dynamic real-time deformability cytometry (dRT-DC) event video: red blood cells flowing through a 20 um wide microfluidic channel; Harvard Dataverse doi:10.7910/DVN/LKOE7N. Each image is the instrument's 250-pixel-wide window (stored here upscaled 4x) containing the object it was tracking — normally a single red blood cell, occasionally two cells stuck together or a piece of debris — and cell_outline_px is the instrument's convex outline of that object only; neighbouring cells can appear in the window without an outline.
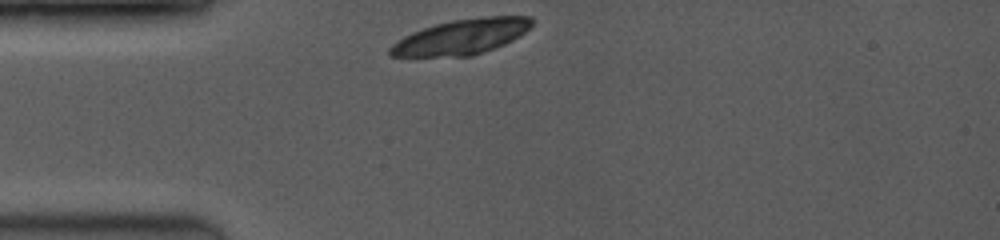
{"species": "common noctule bat (a hibernating species)", "species_latin": "Nyctalus noctula", "temperature_condition": "room temperature", "stored_images_in_passage": 2, "camera_frame_rate_fps": 3500, "um_per_image_px": 0.085, "animal": {"sex": "female", "body_mass_g": 19.0, "forearm_length_mm": 53.3}, "frame": {"image": 1, "passage_image": 1, "time_ms": 0.0, "image_size_px": [1000, 240], "cell_outline_px": [[536, 20], [524, 32], [512, 40], [504, 44], [472, 56], [392, 56], [388, 52], [388, 48], [396, 40], [412, 32], [436, 24], [452, 20], [488, 16], [532, 16]], "centroid_in_image_um": [39.23, 3.12], "position_along_channel_um": 45.8, "area_um2": 28.9}}